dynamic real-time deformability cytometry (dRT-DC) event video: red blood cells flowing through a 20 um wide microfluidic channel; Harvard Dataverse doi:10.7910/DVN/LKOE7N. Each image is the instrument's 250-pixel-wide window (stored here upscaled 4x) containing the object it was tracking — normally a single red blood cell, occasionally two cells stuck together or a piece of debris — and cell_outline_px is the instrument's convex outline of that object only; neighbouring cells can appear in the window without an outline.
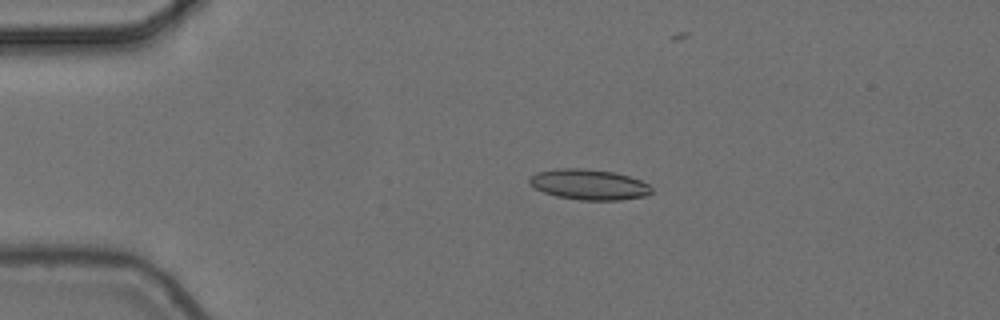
{"species": "common noctule bat (a hibernating species)", "species_latin": "Nyctalus noctula", "temperature_condition": "cold", "stored_images_in_passage": 6, "camera_frame_rate_fps": 3000, "um_per_image_px": 0.085, "animal": {"sex": "female", "body_mass_g": 24.6, "forearm_length_mm": 56.2}, "frame": {"image": 1, "passage_image": 3, "time_ms": 0.667, "image_size_px": [1000, 320], "cell_outline_px": [[652, 192], [648, 196], [620, 200], [580, 200], [556, 196], [544, 192], [528, 184], [528, 180], [536, 172], [560, 168], [584, 168], [616, 172], [640, 180], [648, 184], [652, 188]], "centroid_in_image_um": [50.08, 15.68], "position_along_channel_um": 34.9, "area_um2": 21.85}}
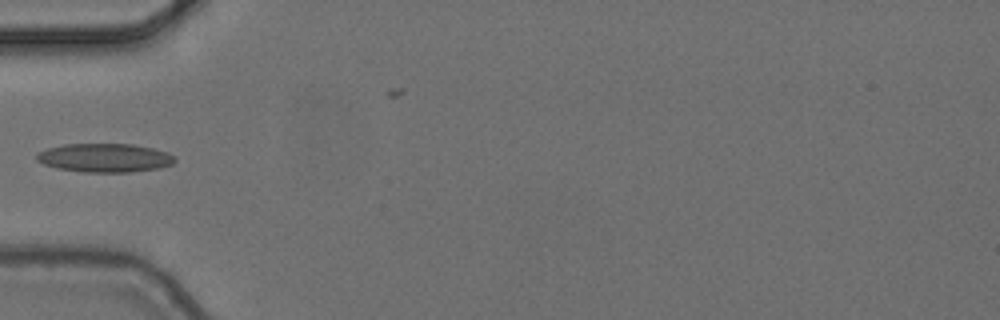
{"frame": {"image": 2, "passage_image": 5, "time_ms": 1.333, "image_size_px": [1000, 320], "cell_outline_px": [[176, 160], [172, 164], [160, 168], [128, 172], [80, 172], [56, 168], [44, 164], [36, 160], [36, 152], [48, 148], [64, 144], [132, 144], [152, 148], [168, 152], [176, 156]], "centroid_in_image_um": [8.9, 13.41], "position_along_channel_um": 76.1, "area_um2": 23.29}}